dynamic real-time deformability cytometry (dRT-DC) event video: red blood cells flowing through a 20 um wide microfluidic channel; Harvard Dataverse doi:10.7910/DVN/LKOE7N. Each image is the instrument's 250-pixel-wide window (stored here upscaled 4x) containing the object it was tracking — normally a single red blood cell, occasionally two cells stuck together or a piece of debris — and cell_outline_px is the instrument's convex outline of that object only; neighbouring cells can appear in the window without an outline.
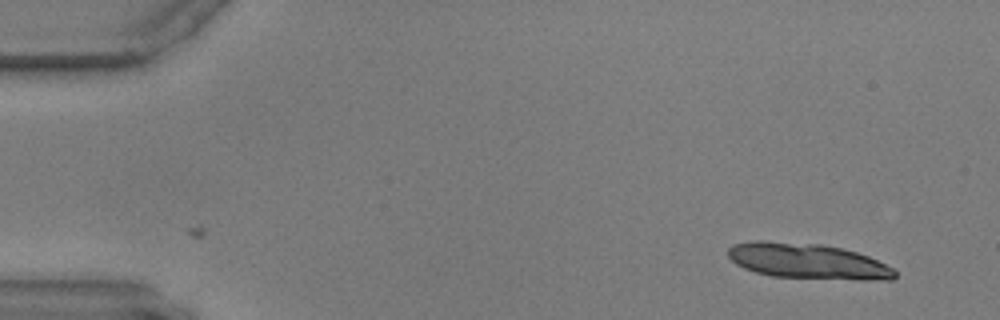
{"species": "common noctule bat (a hibernating species)", "species_latin": "Nyctalus noctula", "temperature_condition": "warm", "stored_images_in_passage": 13, "camera_frame_rate_fps": 3000, "um_per_image_px": 0.085, "animal": {"sex": "male", "body_mass_g": 17.9, "forearm_length_mm": 54.2}, "frame": {"image": 1, "passage_image": 1, "time_ms": 0.0, "image_size_px": [1000, 320], "cell_outline_px": [[896, 276], [892, 280], [860, 280], [772, 276], [756, 272], [744, 268], [736, 264], [728, 256], [728, 248], [732, 244], [752, 240], [760, 240], [820, 244], [840, 248], [856, 252], [868, 256], [892, 268], [896, 272]], "centroid_in_image_um": [68.62, 22.19], "position_along_channel_um": 16.4, "area_um2": 34.45}}